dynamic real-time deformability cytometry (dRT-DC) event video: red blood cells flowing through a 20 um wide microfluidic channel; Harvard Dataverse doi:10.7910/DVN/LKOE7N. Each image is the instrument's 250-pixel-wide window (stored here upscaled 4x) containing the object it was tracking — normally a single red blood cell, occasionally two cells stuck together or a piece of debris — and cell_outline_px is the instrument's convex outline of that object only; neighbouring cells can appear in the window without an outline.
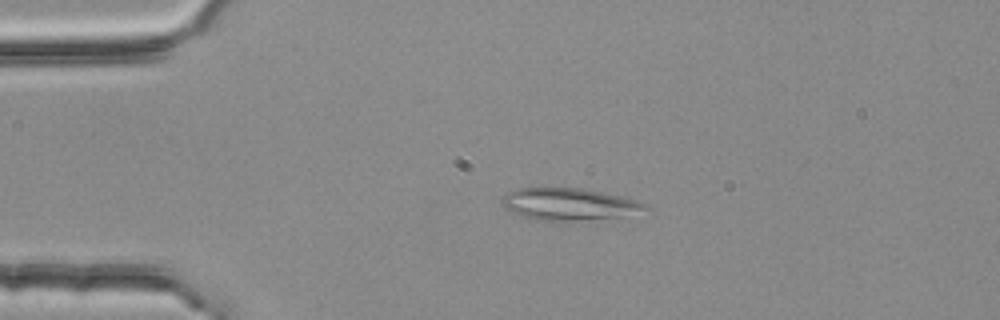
{"species": "common noctule bat (a hibernating species)", "species_latin": "Nyctalus noctula", "temperature_condition": "room temperature", "stored_images_in_passage": 3, "camera_frame_rate_fps": 3000, "um_per_image_px": 0.085, "animal": {"sex": "female", "body_mass_g": 25.1}, "frame": {"image": 1, "passage_image": 1, "time_ms": 0.0, "image_size_px": [1000, 320], "cell_outline_px": [[648, 208], [616, 216], [572, 220], [532, 220], [520, 216], [512, 212], [500, 200], [508, 192], [516, 188], [580, 188], [604, 192], [636, 200], [644, 204]], "centroid_in_image_um": [48.25, 17.33], "position_along_channel_um": 36.8, "area_um2": 25.89}}
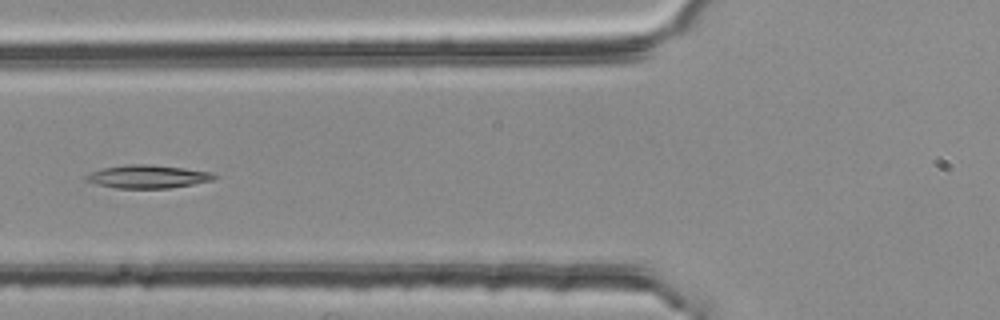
{"frame": {"image": 2, "passage_image": 3, "time_ms": 0.667, "image_size_px": [1000, 320], "cell_outline_px": [[220, 176], [212, 180], [192, 184], [168, 188], [116, 188], [96, 184], [84, 180], [84, 176], [100, 168], [128, 164], [148, 164], [184, 168], [212, 172]], "centroid_in_image_um": [12.54, 15.0], "position_along_channel_um": 113.3, "area_um2": 17.34}}